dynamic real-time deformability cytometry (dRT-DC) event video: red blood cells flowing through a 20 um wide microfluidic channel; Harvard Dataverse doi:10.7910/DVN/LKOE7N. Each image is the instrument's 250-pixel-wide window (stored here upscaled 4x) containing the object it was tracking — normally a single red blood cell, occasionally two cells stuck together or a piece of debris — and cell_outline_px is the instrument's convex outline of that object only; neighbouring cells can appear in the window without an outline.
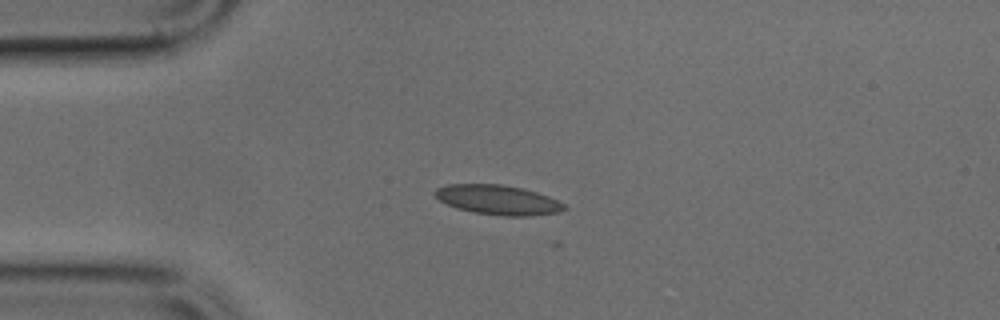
{"species": "common noctule bat (a hibernating species)", "species_latin": "Nyctalus noctula", "temperature_condition": "cold", "stored_images_in_passage": 5, "camera_frame_rate_fps": 3000, "um_per_image_px": 0.085, "animal": {"sex": "male", "body_mass_g": 17.9, "forearm_length_mm": 54.2}, "frame": {"image": 1, "passage_image": 3, "time_ms": 0.667, "image_size_px": [1000, 320], "cell_outline_px": [[568, 208], [560, 212], [528, 216], [504, 216], [472, 212], [456, 208], [440, 200], [432, 192], [436, 188], [448, 184], [500, 184], [524, 188], [548, 196], [564, 204]], "centroid_in_image_um": [42.32, 16.99], "position_along_channel_um": 42.7, "area_um2": 22.37}}
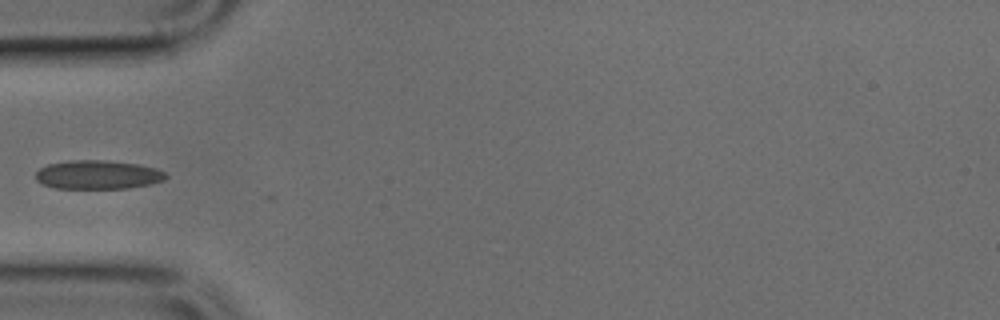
{"frame": {"image": 2, "passage_image": 4, "time_ms": 1.0, "image_size_px": [1000, 320], "cell_outline_px": [[168, 176], [164, 180], [148, 184], [128, 188], [56, 188], [44, 184], [36, 180], [36, 172], [40, 168], [48, 164], [68, 160], [108, 160], [136, 164], [156, 168], [164, 172]], "centroid_in_image_um": [8.31, 14.84], "position_along_channel_um": 76.7, "area_um2": 21.73}}